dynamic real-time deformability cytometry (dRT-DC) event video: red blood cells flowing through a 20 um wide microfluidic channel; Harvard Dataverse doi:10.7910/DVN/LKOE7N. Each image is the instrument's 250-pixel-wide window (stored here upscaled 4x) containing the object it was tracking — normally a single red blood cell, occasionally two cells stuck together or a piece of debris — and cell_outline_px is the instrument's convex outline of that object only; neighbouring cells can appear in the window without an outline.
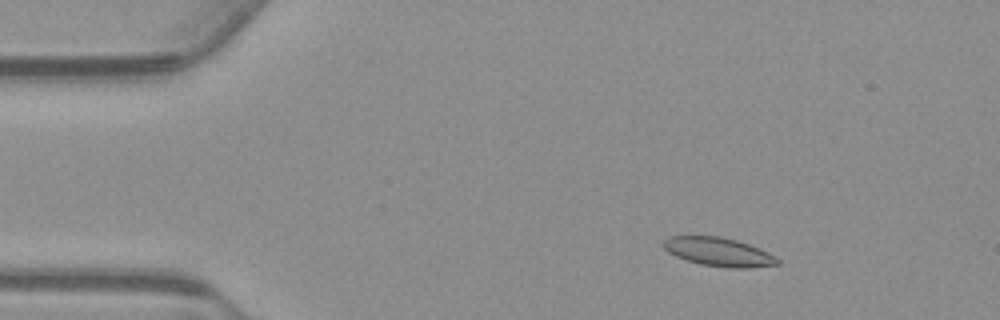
{"species": "common noctule bat (a hibernating species)", "species_latin": "Nyctalus noctula", "temperature_condition": "warm", "stored_images_in_passage": 55, "camera_frame_rate_fps": 3000, "um_per_image_px": 0.085, "animal": {"sex": "male", "body_mass_g": 23.1, "forearm_length_mm": 52.7}, "frame": {"image": 1, "passage_image": 8, "time_ms": 2.333, "image_size_px": [1000, 320], "cell_outline_px": [[780, 264], [748, 268], [728, 268], [700, 264], [676, 256], [668, 252], [664, 248], [664, 240], [668, 236], [720, 236], [736, 240], [748, 244], [768, 252], [780, 260]], "centroid_in_image_um": [61.09, 21.41], "position_along_channel_um": 23.9, "area_um2": 18.96}}
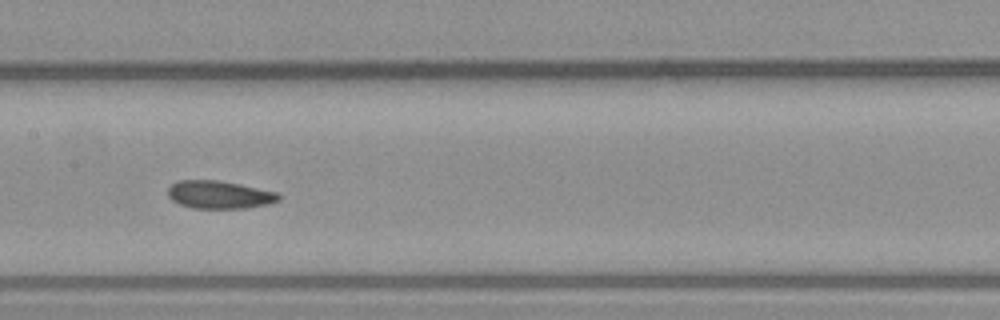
{"frame": {"image": 2, "passage_image": 27, "time_ms": 8.667, "image_size_px": [1000, 320], "cell_outline_px": [[280, 200], [268, 204], [244, 208], [192, 208], [180, 204], [172, 200], [168, 196], [168, 188], [176, 180], [216, 180], [240, 184], [276, 192], [280, 196]], "centroid_in_image_um": [18.62, 16.54], "position_along_channel_um": 188.8, "area_um2": 17.92}}
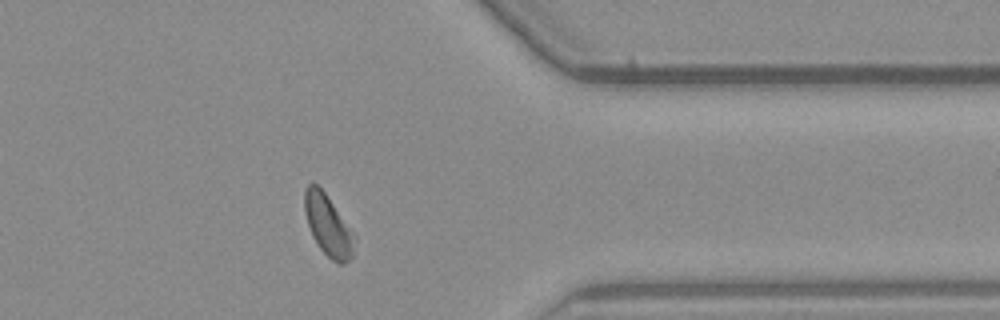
{"frame": {"image": 3, "passage_image": 44, "time_ms": 14.333, "image_size_px": [1000, 320], "cell_outline_px": [[356, 240], [352, 256], [344, 264], [340, 264], [332, 260], [320, 248], [312, 236], [304, 212], [304, 192], [308, 184], [312, 180], [324, 192], [356, 236]], "centroid_in_image_um": [27.88, 19.16], "position_along_channel_um": 383.5, "area_um2": 17.63}, "authors_computed_cell_mechanics": {"area_um2": 18.4382, "velocity_mm_per_s": 3.6994, "shape_relaxation_time_tau1_ms": 4.5497, "shape_relaxation_time_tau2_ms": 2.6673, "deformation_change_tau1": 0.1346, "deformation_change_tau2": 0.0891}}